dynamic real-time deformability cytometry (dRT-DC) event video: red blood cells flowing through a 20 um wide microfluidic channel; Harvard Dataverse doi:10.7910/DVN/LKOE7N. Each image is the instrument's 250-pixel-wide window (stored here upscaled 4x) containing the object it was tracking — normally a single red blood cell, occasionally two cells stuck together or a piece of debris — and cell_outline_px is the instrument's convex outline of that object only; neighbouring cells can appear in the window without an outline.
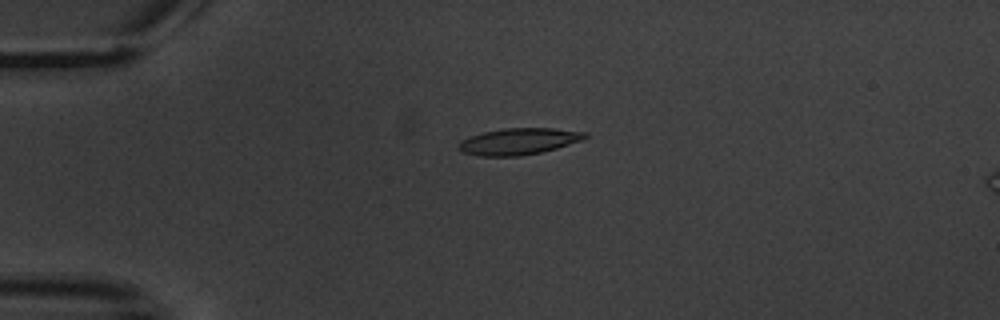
{"species": "common noctule bat (a hibernating species)", "species_latin": "Nyctalus noctula", "temperature_condition": "warm", "stored_images_in_passage": 3, "camera_frame_rate_fps": 3000, "um_per_image_px": 0.085, "animal": {"sex": "male", "body_mass_g": 20.1, "forearm_length_mm": 53.5}, "frame": {"image": 1, "passage_image": 1, "time_ms": 0.0, "image_size_px": [1000, 320], "cell_outline_px": [[588, 136], [580, 140], [556, 148], [540, 152], [520, 156], [480, 156], [464, 152], [460, 148], [460, 140], [484, 132], [504, 128], [552, 128], [588, 132]], "centroid_in_image_um": [44.12, 12.01], "position_along_channel_um": 40.9, "area_um2": 19.19}}